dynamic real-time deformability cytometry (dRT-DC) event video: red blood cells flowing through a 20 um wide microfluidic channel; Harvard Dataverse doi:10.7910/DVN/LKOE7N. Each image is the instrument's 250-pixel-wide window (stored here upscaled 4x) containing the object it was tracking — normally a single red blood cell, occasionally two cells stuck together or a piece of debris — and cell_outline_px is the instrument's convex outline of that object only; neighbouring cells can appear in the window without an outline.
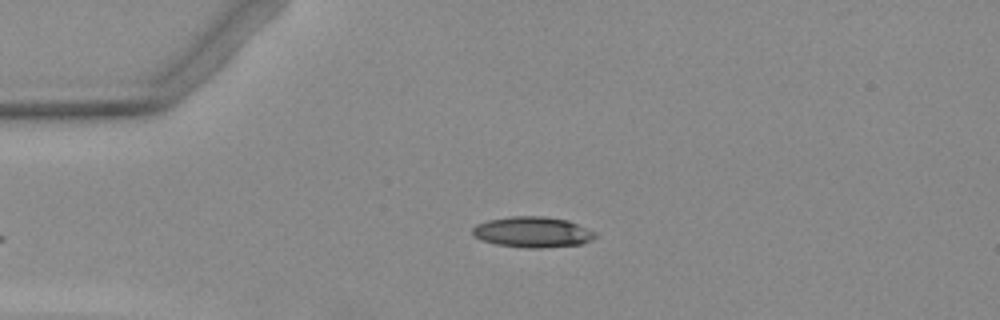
{"species": "Egyptian fruit bat (a non-hibernating species)", "species_latin": "Rousettus aegyptiacus", "temperature_condition": "warm", "stored_images_in_passage": 2, "camera_frame_rate_fps": 3000, "um_per_image_px": 0.085, "animal": {"sex": "female"}, "frame": {"image": 1, "passage_image": 2, "time_ms": 1.0, "image_size_px": [1000, 320], "cell_outline_px": [[596, 236], [592, 240], [580, 244], [544, 248], [528, 248], [496, 244], [480, 240], [472, 236], [472, 228], [476, 224], [488, 220], [508, 216], [544, 216], [568, 220], [596, 232]], "centroid_in_image_um": [45.24, 19.72], "position_along_channel_um": 39.8, "area_um2": 22.14}}